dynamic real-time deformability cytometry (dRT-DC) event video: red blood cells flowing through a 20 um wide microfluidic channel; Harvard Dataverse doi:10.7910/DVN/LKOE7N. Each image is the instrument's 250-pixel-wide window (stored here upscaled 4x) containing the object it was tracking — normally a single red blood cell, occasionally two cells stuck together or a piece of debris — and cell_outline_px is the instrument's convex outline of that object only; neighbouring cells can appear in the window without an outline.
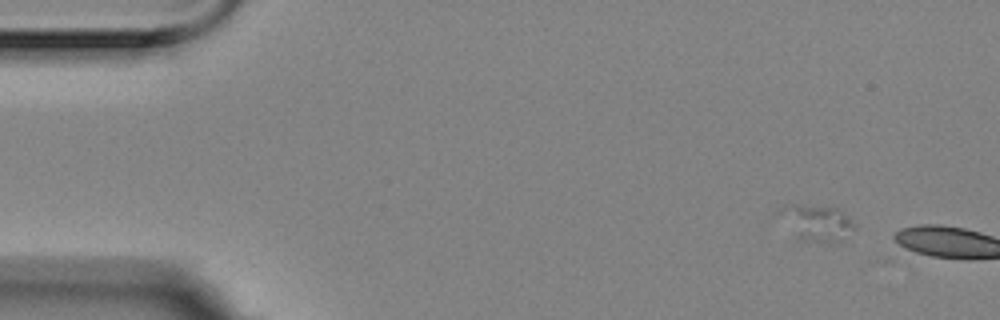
{"species": "Egyptian fruit bat (a non-hibernating species)", "species_latin": "Rousettus aegyptiacus", "temperature_condition": "room temperature", "stored_images_in_passage": 4, "camera_frame_rate_fps": 3000, "um_per_image_px": 0.085, "animal": {"sex": "female"}, "frame": {"image": 1, "passage_image": 2, "time_ms": 0.333, "image_size_px": [1000, 320], "cell_outline_px": [[856, 228], [840, 240], [804, 240], [800, 236], [796, 208], [832, 204], [840, 208], [856, 224]], "centroid_in_image_um": [70.03, 18.95], "position_along_channel_um": 15.0, "area_um2": 12.31}}